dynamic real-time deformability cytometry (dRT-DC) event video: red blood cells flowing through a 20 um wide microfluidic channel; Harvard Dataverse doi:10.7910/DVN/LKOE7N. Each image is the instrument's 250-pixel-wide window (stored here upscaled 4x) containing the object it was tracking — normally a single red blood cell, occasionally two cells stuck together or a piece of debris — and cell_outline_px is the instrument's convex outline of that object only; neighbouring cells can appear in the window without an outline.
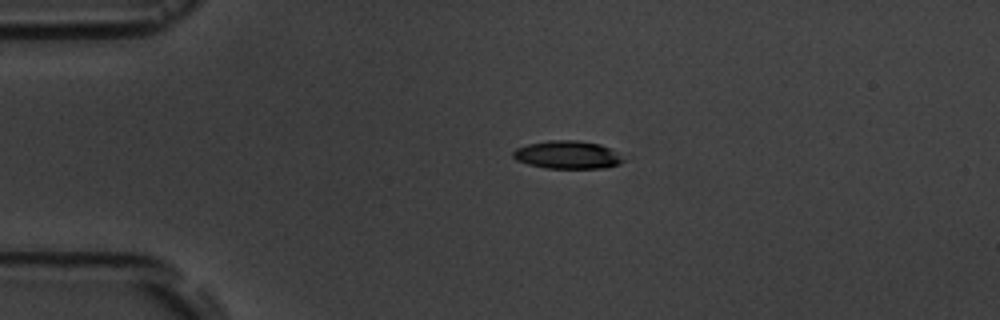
{"species": "common noctule bat (a hibernating species)", "species_latin": "Nyctalus noctula", "temperature_condition": "room temperature", "stored_images_in_passage": 3, "camera_frame_rate_fps": 3000, "um_per_image_px": 0.085, "animal": {"sex": "male", "body_mass_g": 19.5, "forearm_length_mm": 54.6}, "frame": {"image": 1, "passage_image": 1, "time_ms": 0.0, "image_size_px": [1000, 320], "cell_outline_px": [[624, 160], [620, 164], [604, 168], [544, 168], [528, 164], [516, 160], [512, 156], [512, 152], [516, 148], [528, 144], [548, 140], [580, 140], [600, 144], [608, 148]], "centroid_in_image_um": [48.17, 13.16], "position_along_channel_um": 36.8, "area_um2": 17.86}}
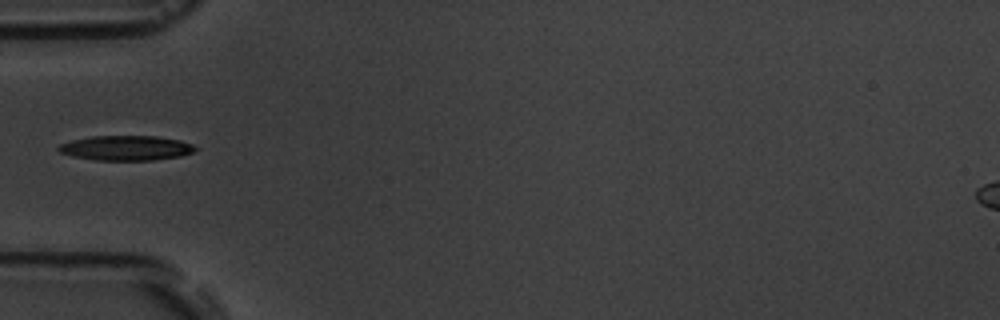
{"frame": {"image": 2, "passage_image": 3, "time_ms": 2.0, "image_size_px": [1000, 320], "cell_outline_px": [[196, 148], [192, 152], [180, 156], [152, 160], [96, 160], [72, 156], [60, 152], [56, 148], [60, 144], [72, 140], [92, 136], [156, 136], [180, 140], [192, 144]], "centroid_in_image_um": [10.69, 12.57], "position_along_channel_um": 74.3, "area_um2": 19.65}}